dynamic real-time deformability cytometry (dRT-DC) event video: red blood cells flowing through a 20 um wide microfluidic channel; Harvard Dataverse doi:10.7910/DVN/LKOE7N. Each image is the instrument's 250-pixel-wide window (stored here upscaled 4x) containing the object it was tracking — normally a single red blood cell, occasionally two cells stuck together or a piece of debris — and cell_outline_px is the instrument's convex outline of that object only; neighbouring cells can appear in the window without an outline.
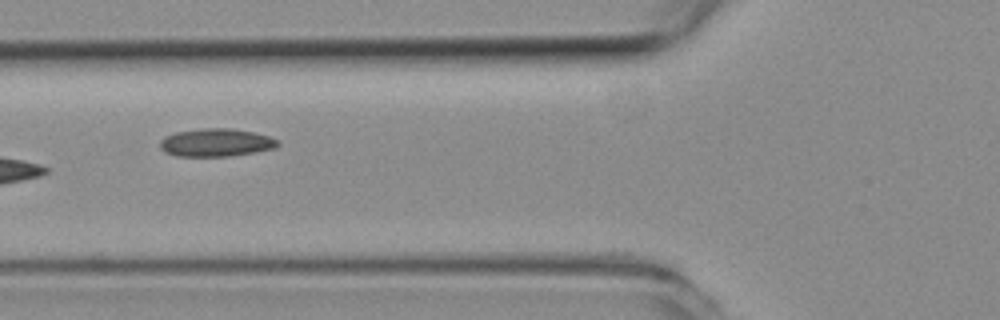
{"species": "common noctule bat (a hibernating species)", "species_latin": "Nyctalus noctula", "temperature_condition": "room temperature", "stored_images_in_passage": 4, "camera_frame_rate_fps": 3000, "um_per_image_px": 0.085, "animal": {"sex": "female", "body_mass_g": 19.3, "forearm_length_mm": 54.1}, "frame": {"image": 1, "passage_image": 2, "time_ms": 0.333, "image_size_px": [1000, 320], "cell_outline_px": [[280, 144], [272, 148], [252, 152], [228, 156], [176, 156], [164, 152], [160, 148], [160, 140], [164, 136], [176, 132], [204, 128], [232, 128], [252, 132], [268, 136], [276, 140]], "centroid_in_image_um": [18.29, 12.11], "position_along_channel_um": 107.5, "area_um2": 18.96}}